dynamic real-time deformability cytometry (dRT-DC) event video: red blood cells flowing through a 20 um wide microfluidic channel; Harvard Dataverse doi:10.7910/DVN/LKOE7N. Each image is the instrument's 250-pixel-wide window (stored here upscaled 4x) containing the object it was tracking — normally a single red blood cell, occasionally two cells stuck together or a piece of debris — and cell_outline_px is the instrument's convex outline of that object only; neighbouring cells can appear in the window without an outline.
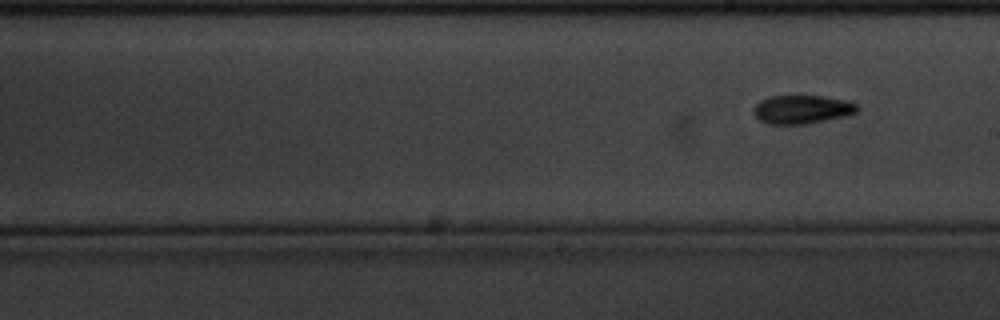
{"species": "common noctule bat (a hibernating species)", "species_latin": "Nyctalus noctula", "temperature_condition": "cold", "stored_images_in_passage": 11, "segment_of_instrument_passage": [2, 2], "camera_frame_rate_fps": 3000, "um_per_image_px": 0.085, "animal": {"sex": "male", "body_mass_g": 20.1, "forearm_length_mm": 53.5}, "frame": {"image": 1, "passage_image": 11, "time_ms": 3.333, "image_size_px": [1000, 320], "cell_outline_px": [[860, 108], [856, 112], [808, 124], [768, 124], [760, 120], [752, 112], [752, 108], [760, 100], [768, 96], [824, 96], [848, 100], [856, 104]], "centroid_in_image_um": [68.13, 9.29], "position_along_channel_um": 220.9, "area_um2": 17.22}}